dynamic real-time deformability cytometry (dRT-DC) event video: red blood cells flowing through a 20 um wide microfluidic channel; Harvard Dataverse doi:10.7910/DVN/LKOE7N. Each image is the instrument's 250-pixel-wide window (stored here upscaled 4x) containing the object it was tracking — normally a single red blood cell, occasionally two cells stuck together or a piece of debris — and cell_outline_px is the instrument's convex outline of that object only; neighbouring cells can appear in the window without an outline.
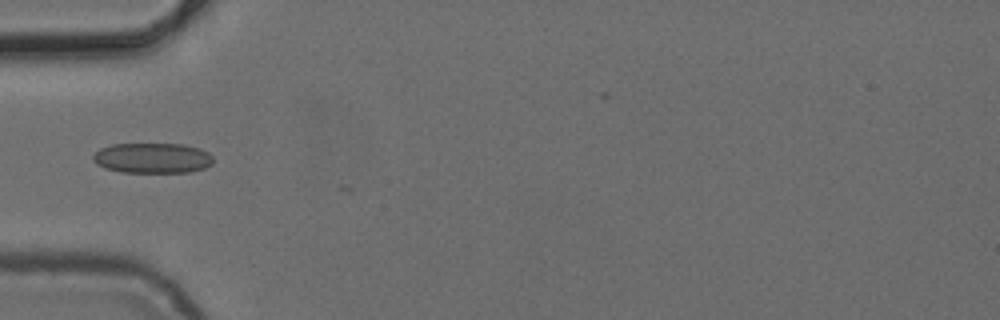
{"species": "common noctule bat (a hibernating species)", "species_latin": "Nyctalus noctula", "temperature_condition": "cold", "stored_images_in_passage": 5, "camera_frame_rate_fps": 3000, "um_per_image_px": 0.085, "animal": {"sex": "female", "body_mass_g": 24.6, "forearm_length_mm": 56.2}, "frame": {"image": 1, "passage_image": 4, "time_ms": 4.667, "image_size_px": [1000, 320], "cell_outline_px": [[212, 164], [204, 168], [192, 172], [120, 172], [104, 168], [96, 164], [92, 160], [92, 156], [100, 148], [112, 144], [184, 144], [200, 148], [208, 152], [212, 156]], "centroid_in_image_um": [12.95, 13.43], "position_along_channel_um": 72.1, "area_um2": 21.39}}
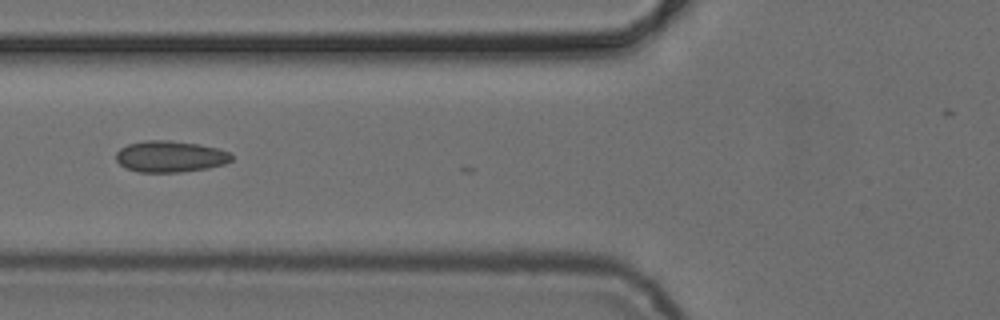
{"frame": {"image": 2, "passage_image": 5, "time_ms": 5.667, "image_size_px": [1000, 320], "cell_outline_px": [[232, 160], [224, 164], [208, 168], [180, 172], [136, 172], [124, 168], [116, 160], [116, 152], [120, 148], [128, 144], [144, 140], [168, 140], [200, 144], [216, 148], [228, 152], [232, 156]], "centroid_in_image_um": [14.43, 13.3], "position_along_channel_um": 111.4, "area_um2": 21.21}}